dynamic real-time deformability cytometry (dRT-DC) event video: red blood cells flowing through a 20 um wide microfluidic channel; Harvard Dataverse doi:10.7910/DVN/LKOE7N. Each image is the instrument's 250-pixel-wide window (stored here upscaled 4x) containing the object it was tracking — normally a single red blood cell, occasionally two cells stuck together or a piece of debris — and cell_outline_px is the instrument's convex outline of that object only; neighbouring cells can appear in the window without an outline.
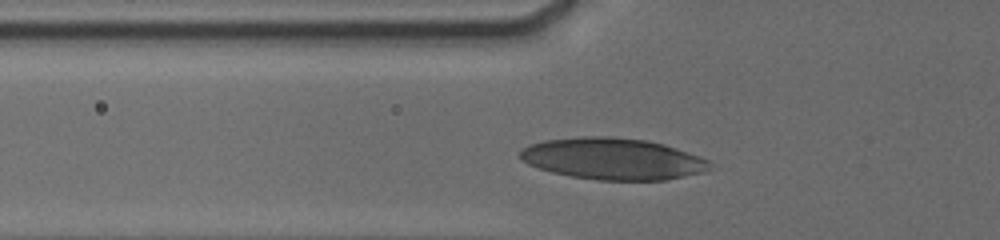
{"species": "human", "species_latin": "Homo sapiens", "temperature_condition": "cold", "stored_images_in_passage": 38, "camera_frame_rate_fps": 3000, "um_per_image_px": 0.085, "donor": {"sex": "male"}, "frame": {"image": 1, "passage_image": 2, "time_ms": 0.333, "image_size_px": [1000, 240], "cell_outline_px": [[708, 168], [704, 172], [668, 180], [600, 180], [572, 176], [552, 172], [528, 164], [520, 160], [520, 152], [528, 144], [544, 140], [584, 136], [612, 136], [648, 140], [664, 144], [676, 148], [708, 160]], "centroid_in_image_um": [52.06, 13.49], "position_along_channel_um": 73.7, "area_um2": 45.84}}
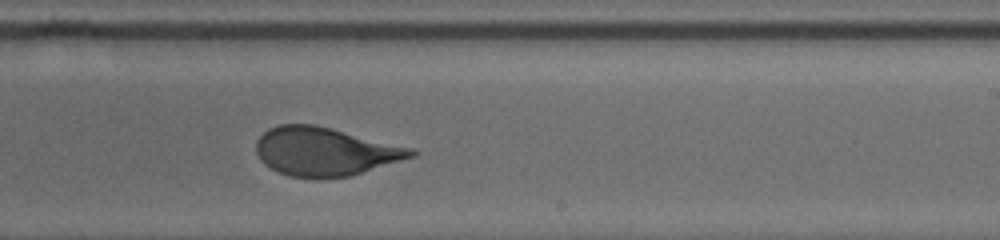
{"frame": {"image": 2, "passage_image": 23, "time_ms": 5.333, "image_size_px": [1000, 240], "cell_outline_px": [[420, 152], [416, 156], [348, 176], [288, 176], [264, 164], [260, 160], [256, 152], [256, 140], [268, 128], [280, 124], [312, 124], [416, 148]], "centroid_in_image_um": [27.65, 12.85], "position_along_channel_um": 261.4, "area_um2": 43.23}}
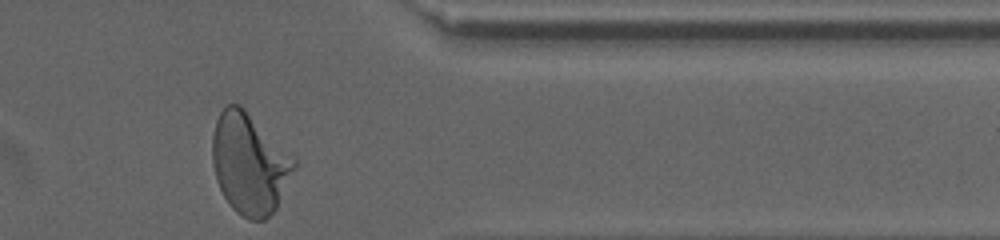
{"frame": {"image": 3, "passage_image": 37, "time_ms": 9.0, "image_size_px": [1000, 240], "cell_outline_px": [[300, 164], [276, 208], [264, 220], [248, 220], [236, 212], [228, 204], [216, 180], [212, 164], [212, 136], [216, 120], [220, 112], [228, 104], [240, 104]], "centroid_in_image_um": [21.22, 13.94], "position_along_channel_um": 390.2, "area_um2": 48.21}, "authors_computed_cell_mechanics": {"area_um2": 44.1592, "velocity_mm_per_s": 3.778, "shape_relaxation_time_tau1_ms": 5.3571, "shape_relaxation_time_tau2_ms": null, "deformation_change_tau1": 0.1927, "deformation_change_tau2": null}}